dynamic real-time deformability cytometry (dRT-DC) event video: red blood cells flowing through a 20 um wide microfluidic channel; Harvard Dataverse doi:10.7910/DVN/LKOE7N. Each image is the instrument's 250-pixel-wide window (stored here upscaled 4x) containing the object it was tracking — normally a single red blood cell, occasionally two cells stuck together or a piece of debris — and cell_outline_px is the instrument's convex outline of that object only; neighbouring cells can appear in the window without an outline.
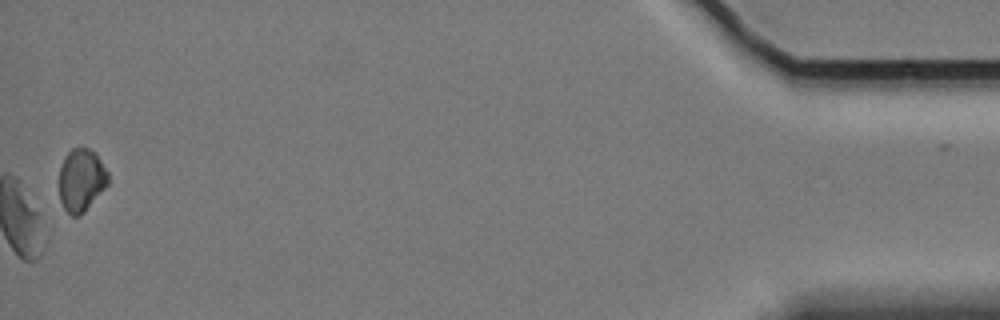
{"species": "Egyptian fruit bat (a non-hibernating species)", "species_latin": "Rousettus aegyptiacus", "temperature_condition": "cold", "stored_images_in_passage": 59, "camera_frame_rate_fps": 3000, "um_per_image_px": 0.085, "animal": {"sex": "female"}, "frame": {"image": 1, "passage_image": 59, "time_ms": 19.333, "image_size_px": [1000, 320], "cell_outline_px": [[108, 184], [84, 212], [80, 216], [72, 216], [64, 208], [60, 200], [60, 168], [64, 156], [72, 148], [88, 148], [96, 152], [108, 172]], "centroid_in_image_um": [6.92, 15.29], "position_along_channel_um": 428.3, "area_um2": 17.86}, "authors_computed_cell_mechanics": {"area_um2": 22.3686, "velocity_mm_per_s": 3.3863, "shape_relaxation_time_tau1_ms": null, "shape_relaxation_time_tau2_ms": 6.2074, "deformation_change_tau1": null, "deformation_change_tau2": 0.13}}